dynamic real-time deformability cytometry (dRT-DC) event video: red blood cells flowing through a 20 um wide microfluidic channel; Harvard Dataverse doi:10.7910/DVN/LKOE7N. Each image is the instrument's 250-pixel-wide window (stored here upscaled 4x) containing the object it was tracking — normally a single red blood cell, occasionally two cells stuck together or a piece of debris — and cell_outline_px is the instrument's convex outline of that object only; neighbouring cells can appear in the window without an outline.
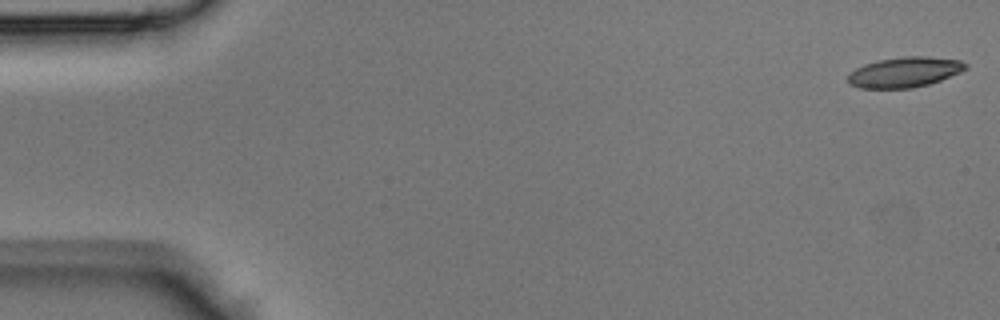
{"species": "Egyptian fruit bat (a non-hibernating species)", "species_latin": "Rousettus aegyptiacus", "temperature_condition": "room temperature", "stored_images_in_passage": 44, "camera_frame_rate_fps": 3000, "um_per_image_px": 0.085, "animal": {"sex": "male"}, "frame": {"image": 1, "passage_image": 1, "time_ms": 0.0, "image_size_px": [1000, 320], "cell_outline_px": [[968, 68], [960, 72], [940, 80], [928, 84], [912, 88], [860, 88], [848, 84], [848, 76], [856, 68], [864, 64], [876, 60], [900, 56], [928, 56], [960, 60], [968, 64]], "centroid_in_image_um": [76.89, 6.12], "position_along_channel_um": 8.1, "area_um2": 20.87}}
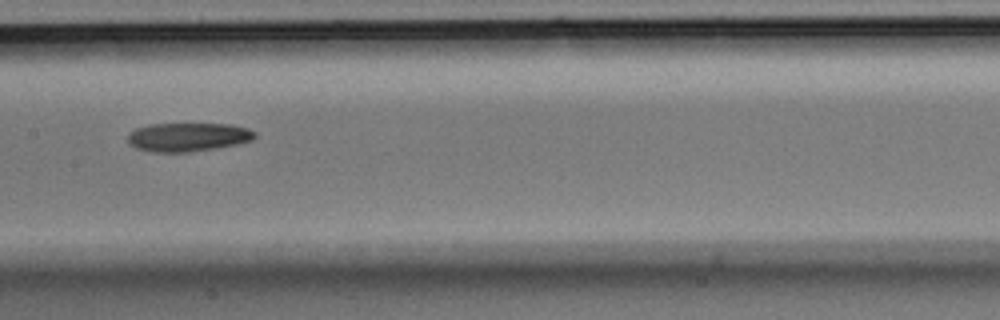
{"frame": {"image": 2, "passage_image": 22, "time_ms": 7.0, "image_size_px": [1000, 320], "cell_outline_px": [[256, 136], [252, 140], [236, 144], [216, 148], [188, 152], [152, 152], [136, 148], [128, 144], [128, 132], [136, 128], [148, 124], [232, 124], [248, 128], [256, 132]], "centroid_in_image_um": [15.95, 11.64], "position_along_channel_um": 191.4, "area_um2": 21.39}}
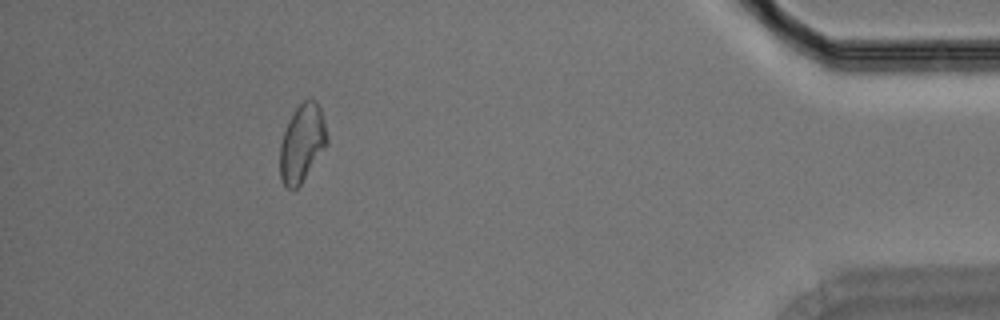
{"frame": {"image": 3, "passage_image": 40, "time_ms": 13.0, "image_size_px": [1000, 320], "cell_outline_px": [[328, 144], [300, 184], [296, 188], [288, 188], [284, 184], [280, 176], [280, 144], [288, 120], [296, 108], [308, 96], [316, 100], [320, 108], [328, 136]], "centroid_in_image_um": [25.68, 12.12], "position_along_channel_um": 409.5, "area_um2": 21.21}}